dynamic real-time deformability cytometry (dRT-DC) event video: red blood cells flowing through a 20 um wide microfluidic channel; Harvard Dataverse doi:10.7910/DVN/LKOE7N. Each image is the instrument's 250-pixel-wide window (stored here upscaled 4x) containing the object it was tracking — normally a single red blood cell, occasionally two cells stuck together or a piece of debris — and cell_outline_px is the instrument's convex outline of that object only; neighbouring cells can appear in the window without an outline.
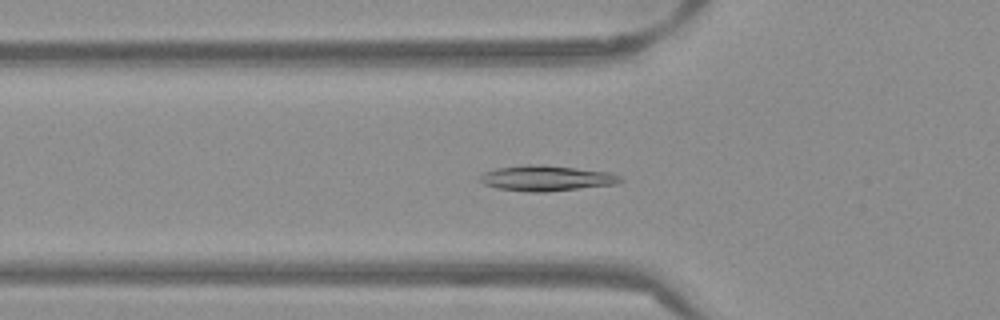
{"species": "Egyptian fruit bat (a non-hibernating species)", "species_latin": "Rousettus aegyptiacus", "temperature_condition": "warm", "stored_images_in_passage": 53, "camera_frame_rate_fps": 3000, "um_per_image_px": 0.085, "frame": {"image": 1, "passage_image": 18, "time_ms": 5.667, "image_size_px": [1000, 320], "cell_outline_px": [[624, 180], [616, 184], [544, 192], [528, 192], [496, 188], [484, 184], [480, 180], [480, 176], [484, 172], [496, 168], [528, 164], [532, 164], [576, 168], [612, 172], [620, 176]], "centroid_in_image_um": [46.45, 15.15], "position_along_channel_um": 79.4, "area_um2": 20.75}}
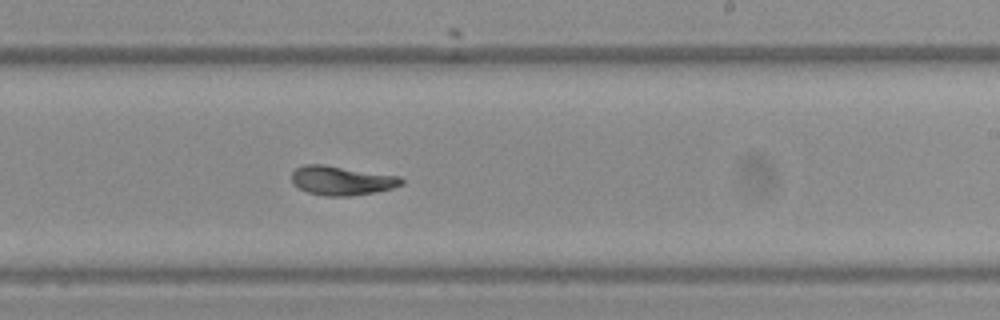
{"frame": {"image": 2, "passage_image": 32, "time_ms": 10.333, "image_size_px": [1000, 320], "cell_outline_px": [[404, 184], [392, 188], [376, 192], [352, 196], [324, 196], [308, 192], [292, 184], [292, 172], [296, 168], [304, 164], [324, 164], [400, 176], [404, 180]], "centroid_in_image_um": [29.05, 15.34], "position_along_channel_um": 259.9, "area_um2": 18.84}}
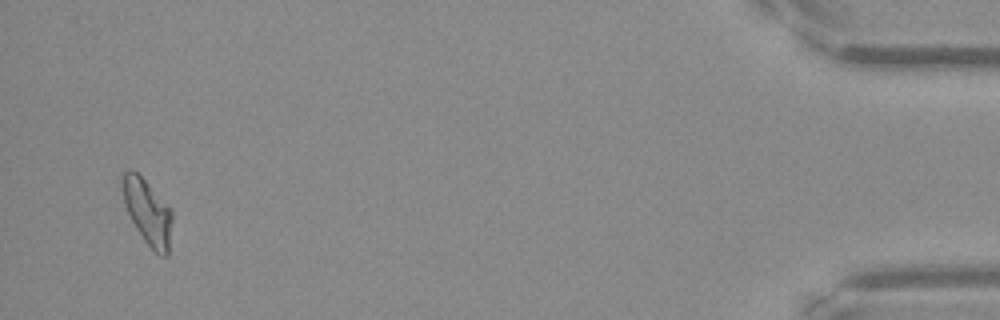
{"frame": {"image": 3, "passage_image": 51, "time_ms": 16.667, "image_size_px": [1000, 320], "cell_outline_px": [[172, 220], [168, 256], [160, 256], [144, 240], [136, 228], [124, 204], [120, 184], [120, 176], [128, 168], [132, 168], [172, 208]], "centroid_in_image_um": [12.52, 17.97], "position_along_channel_um": 422.7, "area_um2": 19.07}, "authors_computed_cell_mechanics": {"area_um2": 19.074, "velocity_mm_per_s": 3.8597, "shape_relaxation_time_tau1_ms": 4.999, "shape_relaxation_time_tau2_ms": 1.8894, "deformation_change_tau1": 0.1762, "deformation_change_tau2": 0.0588}}